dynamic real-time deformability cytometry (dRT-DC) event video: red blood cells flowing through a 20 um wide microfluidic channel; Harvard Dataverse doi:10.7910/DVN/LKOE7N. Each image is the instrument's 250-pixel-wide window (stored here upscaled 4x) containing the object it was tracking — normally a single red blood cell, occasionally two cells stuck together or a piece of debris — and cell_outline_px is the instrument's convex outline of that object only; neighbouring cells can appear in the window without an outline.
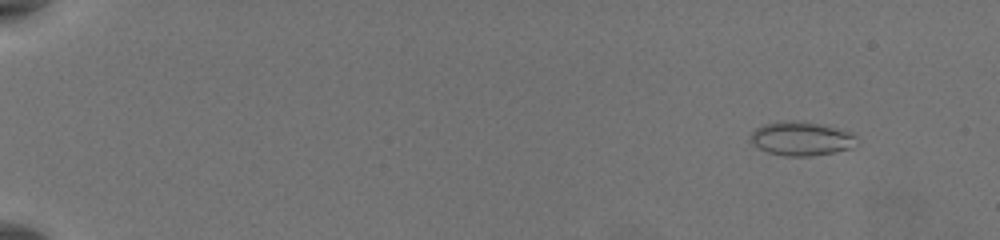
{"species": "common noctule bat (a hibernating species)", "species_latin": "Nyctalus noctula", "temperature_condition": "warm", "stored_images_in_passage": 22, "camera_frame_rate_fps": 3000, "um_per_image_px": 0.085, "animal": {"sex": "female", "body_mass_g": 19.5, "forearm_length_mm": 54.1}, "frame": {"image": 1, "passage_image": 6, "time_ms": 1.667, "image_size_px": [1000, 240], "cell_outline_px": [[856, 136], [852, 148], [812, 156], [784, 156], [768, 152], [760, 148], [748, 140], [752, 132], [756, 128], [764, 124], [784, 120], [796, 120], [820, 124], [856, 132]], "centroid_in_image_um": [68.11, 11.77], "position_along_channel_um": 16.9, "area_um2": 21.1}}
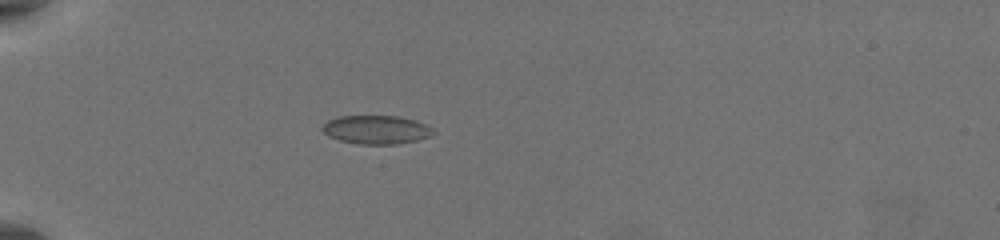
{"frame": {"image": 2, "passage_image": 18, "time_ms": 5.667, "image_size_px": [1000, 240], "cell_outline_px": [[436, 132], [432, 136], [416, 140], [396, 144], [356, 144], [340, 140], [328, 136], [320, 128], [328, 120], [340, 116], [400, 116], [416, 120], [432, 128]], "centroid_in_image_um": [31.99, 11.02], "position_along_channel_um": 53.0, "area_um2": 18.55}}
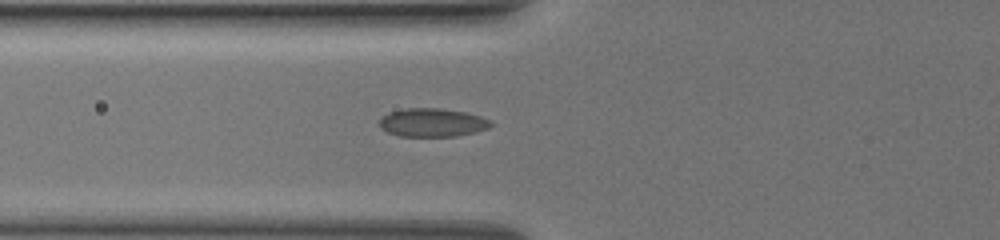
{"frame": {"image": 3, "passage_image": 22, "time_ms": 7.0, "image_size_px": [1000, 240], "cell_outline_px": [[492, 124], [488, 128], [476, 132], [456, 136], [400, 136], [388, 132], [380, 128], [380, 120], [388, 112], [404, 108], [440, 108], [464, 112], [480, 116], [492, 120]], "centroid_in_image_um": [36.76, 10.41], "position_along_channel_um": 89.0, "area_um2": 18.44}}